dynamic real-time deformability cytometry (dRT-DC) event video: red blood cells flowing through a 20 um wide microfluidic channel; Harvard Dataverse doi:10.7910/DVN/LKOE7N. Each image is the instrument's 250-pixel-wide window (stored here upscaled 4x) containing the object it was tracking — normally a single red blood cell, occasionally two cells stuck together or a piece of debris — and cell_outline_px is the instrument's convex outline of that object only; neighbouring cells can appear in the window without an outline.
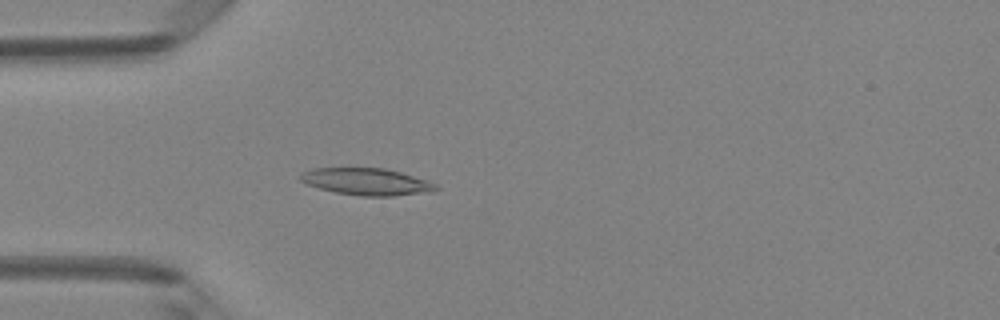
{"species": "Egyptian fruit bat (a non-hibernating species)", "species_latin": "Rousettus aegyptiacus", "temperature_condition": "room temperature", "stored_images_in_passage": 47, "camera_frame_rate_fps": 3000, "um_per_image_px": 0.085, "animal": {"sex": "female"}, "frame": {"image": 1, "passage_image": 13, "time_ms": 4.0, "image_size_px": [1000, 320], "cell_outline_px": [[440, 188], [432, 192], [392, 196], [360, 196], [336, 192], [320, 188], [308, 184], [300, 180], [300, 176], [304, 172], [312, 168], [384, 168], [400, 172], [436, 184]], "centroid_in_image_um": [31.18, 15.45], "position_along_channel_um": 53.8, "area_um2": 21.04}}
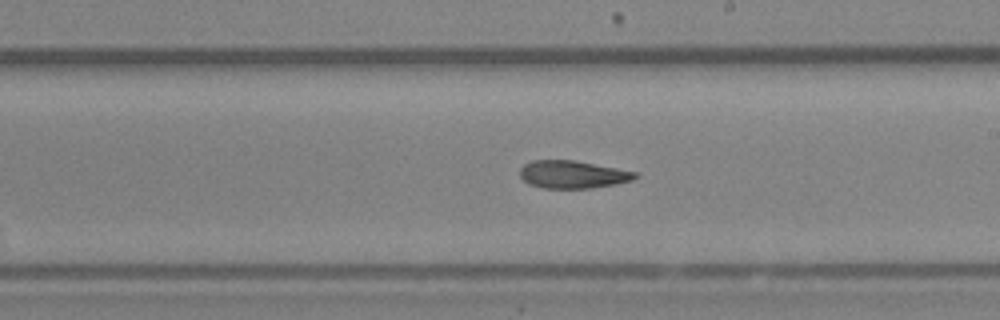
{"frame": {"image": 2, "passage_image": 27, "time_ms": 8.667, "image_size_px": [1000, 320], "cell_outline_px": [[640, 176], [632, 180], [616, 184], [592, 188], [544, 188], [528, 184], [520, 176], [520, 168], [524, 164], [532, 160], [572, 160], [616, 168], [636, 172]], "centroid_in_image_um": [48.67, 14.83], "position_along_channel_um": 240.3, "area_um2": 18.55}}
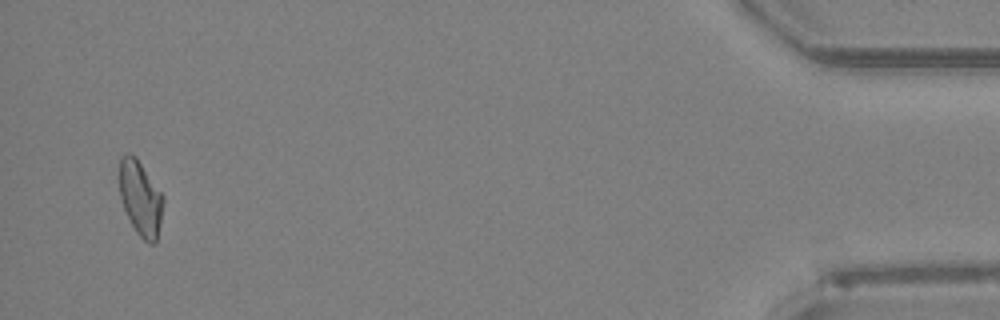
{"frame": {"image": 3, "passage_image": 46, "time_ms": 15.0, "image_size_px": [1000, 320], "cell_outline_px": [[164, 200], [160, 224], [156, 244], [148, 244], [136, 232], [124, 208], [120, 196], [120, 156], [128, 152], [136, 156], [164, 196]], "centroid_in_image_um": [11.96, 16.84], "position_along_channel_um": 423.2, "area_um2": 19.13}, "authors_computed_cell_mechanics": {"area_um2": 19.363, "velocity_mm_per_s": 4.1669, "shape_relaxation_time_tau1_ms": null, "shape_relaxation_time_tau2_ms": 10.3108, "deformation_change_tau1": null, "deformation_change_tau2": 0.2011}}